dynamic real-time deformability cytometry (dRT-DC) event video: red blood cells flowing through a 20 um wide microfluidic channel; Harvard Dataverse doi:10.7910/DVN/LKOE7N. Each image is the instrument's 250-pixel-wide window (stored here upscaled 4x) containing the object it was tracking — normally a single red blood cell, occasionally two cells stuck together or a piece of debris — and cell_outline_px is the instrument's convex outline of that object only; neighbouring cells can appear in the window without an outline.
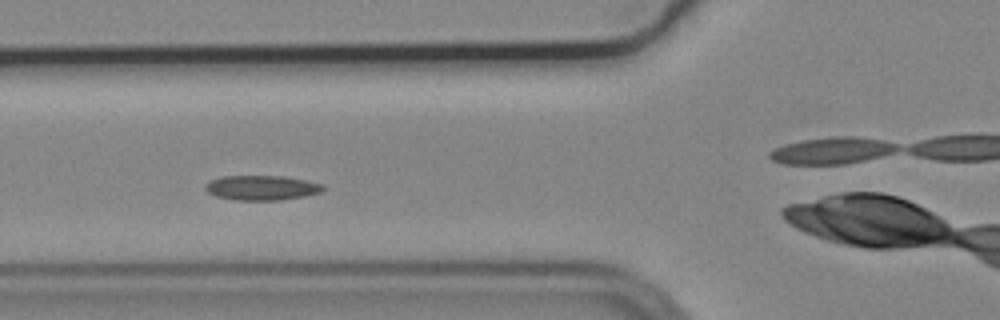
{"species": "common noctule bat (a hibernating species)", "species_latin": "Nyctalus noctula", "temperature_condition": "cold", "stored_images_in_passage": 37, "camera_frame_rate_fps": 3000, "um_per_image_px": 0.085, "animal": {"sex": "male", "body_mass_g": 19.2, "forearm_length_mm": 51.8}, "frame": {"image": 1, "passage_image": 6, "time_ms": 1.667, "image_size_px": [1000, 320], "cell_outline_px": [[324, 188], [320, 192], [304, 196], [280, 200], [236, 200], [216, 196], [208, 192], [204, 188], [212, 180], [220, 176], [284, 176], [324, 184]], "centroid_in_image_um": [22.25, 15.96], "position_along_channel_um": 103.5, "area_um2": 16.82}}